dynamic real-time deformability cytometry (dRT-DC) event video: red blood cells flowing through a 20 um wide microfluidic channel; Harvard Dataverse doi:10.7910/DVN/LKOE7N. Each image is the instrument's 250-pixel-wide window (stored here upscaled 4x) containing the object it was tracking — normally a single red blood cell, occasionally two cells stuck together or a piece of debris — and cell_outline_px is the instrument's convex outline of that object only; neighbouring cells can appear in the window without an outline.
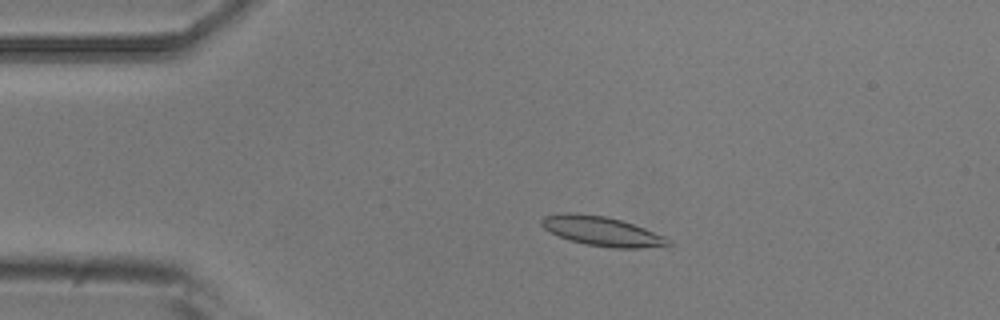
{"species": "common noctule bat (a hibernating species)", "species_latin": "Nyctalus noctula", "temperature_condition": "room temperature", "stored_images_in_passage": 51, "camera_frame_rate_fps": 3000, "um_per_image_px": 0.085, "animal": {"sex": "male", "body_mass_g": 20.5, "forearm_length_mm": 52.5}, "frame": {"image": 1, "passage_image": 10, "time_ms": 3.0, "image_size_px": [1000, 320], "cell_outline_px": [[672, 244], [668, 248], [612, 248], [588, 244], [568, 240], [544, 228], [540, 224], [540, 220], [544, 216], [564, 212], [572, 212], [604, 216], [620, 220], [644, 228], [664, 236], [672, 240]], "centroid_in_image_um": [51.23, 19.67], "position_along_channel_um": 33.8, "area_um2": 21.91}}
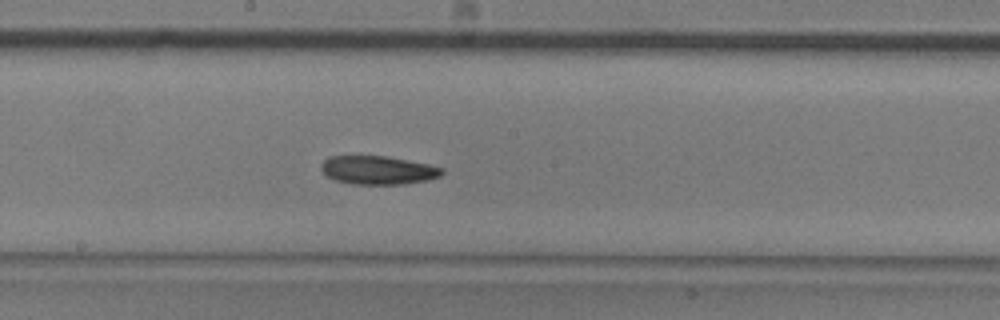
{"frame": {"image": 2, "passage_image": 27, "time_ms": 8.667, "image_size_px": [1000, 320], "cell_outline_px": [[444, 172], [440, 176], [428, 180], [404, 184], [352, 184], [336, 180], [328, 176], [320, 168], [320, 164], [328, 156], [384, 156], [428, 164], [444, 168]], "centroid_in_image_um": [32.13, 14.46], "position_along_channel_um": 216.1, "area_um2": 20.0}}
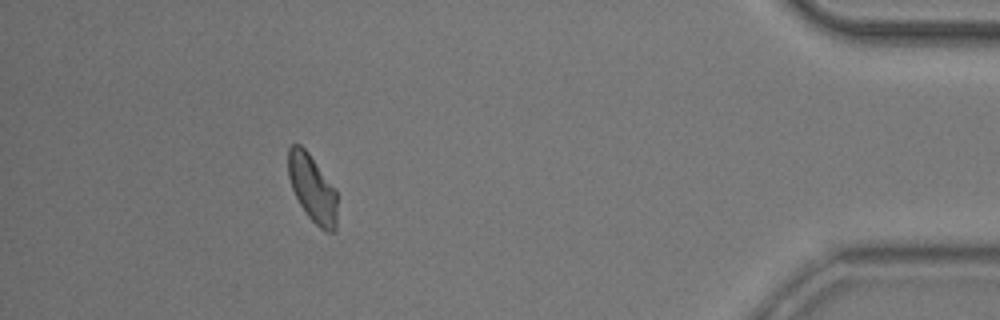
{"frame": {"image": 3, "passage_image": 46, "time_ms": 15.0, "image_size_px": [1000, 320], "cell_outline_px": [[336, 228], [332, 232], [328, 232], [320, 228], [308, 216], [300, 204], [292, 188], [288, 176], [288, 148], [292, 144], [300, 144], [308, 152], [336, 188]], "centroid_in_image_um": [26.55, 15.98], "position_along_channel_um": 408.7, "area_um2": 19.13}, "authors_computed_cell_mechanics": {"area_um2": 20.2878, "velocity_mm_per_s": 3.917, "shape_relaxation_time_tau1_ms": 5.7809, "shape_relaxation_time_tau2_ms": 6.3657, "deformation_change_tau1": 0.1299, "deformation_change_tau2": 0.1223}}